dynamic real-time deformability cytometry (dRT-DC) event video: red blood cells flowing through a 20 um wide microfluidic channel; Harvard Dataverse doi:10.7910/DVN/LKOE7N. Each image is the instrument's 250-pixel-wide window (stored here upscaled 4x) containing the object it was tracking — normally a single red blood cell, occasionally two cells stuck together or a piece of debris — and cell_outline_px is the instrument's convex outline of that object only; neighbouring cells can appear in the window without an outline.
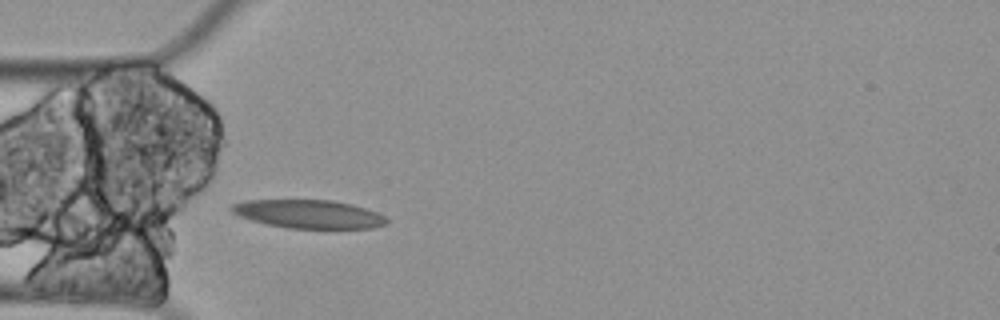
{"species": "Egyptian fruit bat (a non-hibernating species)", "species_latin": "Rousettus aegyptiacus", "temperature_condition": "cold", "stored_images_in_passage": 3, "camera_frame_rate_fps": 3000, "um_per_image_px": 0.085, "animal": {"sex": "female"}, "frame": {"image": 1, "passage_image": 3, "time_ms": 0.667, "image_size_px": [1000, 320], "cell_outline_px": [[388, 220], [384, 224], [372, 228], [288, 228], [264, 224], [240, 216], [232, 212], [228, 208], [232, 204], [244, 200], [332, 200], [352, 204], [376, 212], [384, 216]], "centroid_in_image_um": [26.19, 18.19], "position_along_channel_um": 58.8, "area_um2": 25.61}}